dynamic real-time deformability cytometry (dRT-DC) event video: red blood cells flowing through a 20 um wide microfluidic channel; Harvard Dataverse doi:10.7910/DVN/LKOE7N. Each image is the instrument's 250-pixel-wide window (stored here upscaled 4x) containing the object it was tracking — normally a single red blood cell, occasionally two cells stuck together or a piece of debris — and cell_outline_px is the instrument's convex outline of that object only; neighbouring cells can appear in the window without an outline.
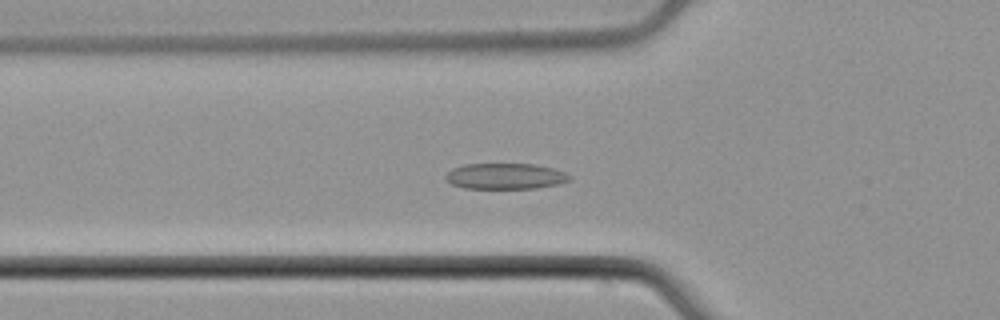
{"species": "common noctule bat (a hibernating species)", "species_latin": "Nyctalus noctula", "temperature_condition": "cold", "stored_images_in_passage": 54, "camera_frame_rate_fps": 3000, "um_per_image_px": 0.085, "animal": {"sex": "male", "body_mass_g": 21.5, "forearm_length_mm": 52.0}, "frame": {"image": 1, "passage_image": 20, "time_ms": 6.333, "image_size_px": [1000, 320], "cell_outline_px": [[572, 180], [556, 184], [536, 188], [464, 188], [452, 184], [444, 176], [452, 168], [464, 164], [536, 164], [552, 168], [564, 172], [572, 176]], "centroid_in_image_um": [42.96, 14.97], "position_along_channel_um": 82.8, "area_um2": 18.61}}
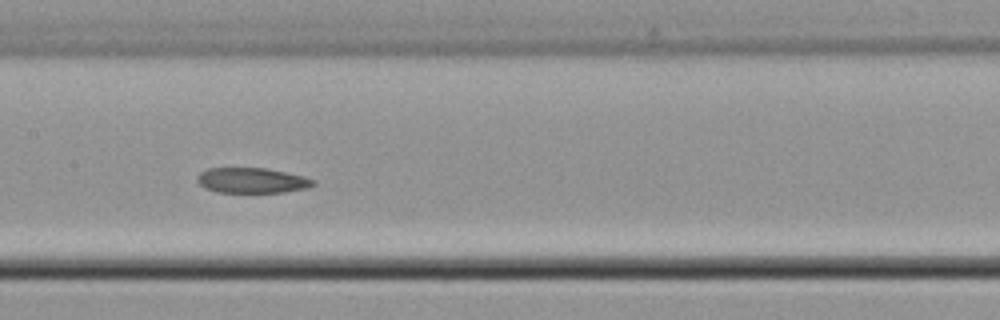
{"frame": {"image": 2, "passage_image": 28, "time_ms": 9.0, "image_size_px": [1000, 320], "cell_outline_px": [[316, 184], [308, 188], [284, 192], [216, 192], [204, 188], [196, 180], [196, 176], [200, 172], [208, 168], [264, 168], [304, 176], [316, 180]], "centroid_in_image_um": [21.41, 15.34], "position_along_channel_um": 186.0, "area_um2": 17.17}}
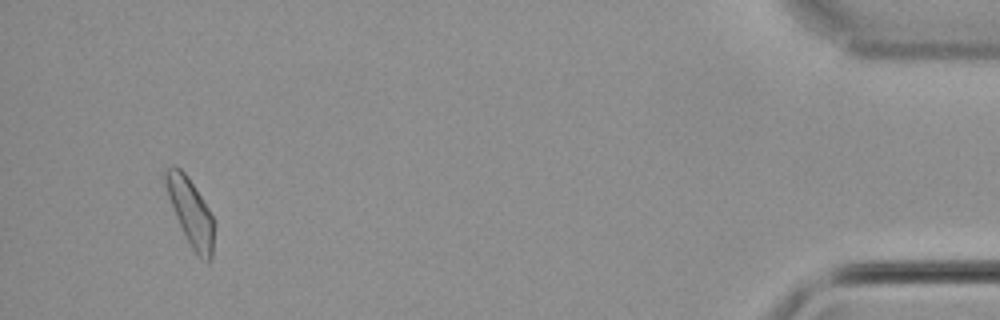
{"frame": {"image": 3, "passage_image": 52, "time_ms": 17.0, "image_size_px": [1000, 320], "cell_outline_px": [[212, 260], [208, 264], [200, 260], [196, 256], [176, 216], [168, 196], [164, 180], [164, 168], [180, 168], [188, 176], [208, 208], [212, 216]], "centroid_in_image_um": [16.19, 18.05], "position_along_channel_um": 419.0, "area_um2": 18.38}}